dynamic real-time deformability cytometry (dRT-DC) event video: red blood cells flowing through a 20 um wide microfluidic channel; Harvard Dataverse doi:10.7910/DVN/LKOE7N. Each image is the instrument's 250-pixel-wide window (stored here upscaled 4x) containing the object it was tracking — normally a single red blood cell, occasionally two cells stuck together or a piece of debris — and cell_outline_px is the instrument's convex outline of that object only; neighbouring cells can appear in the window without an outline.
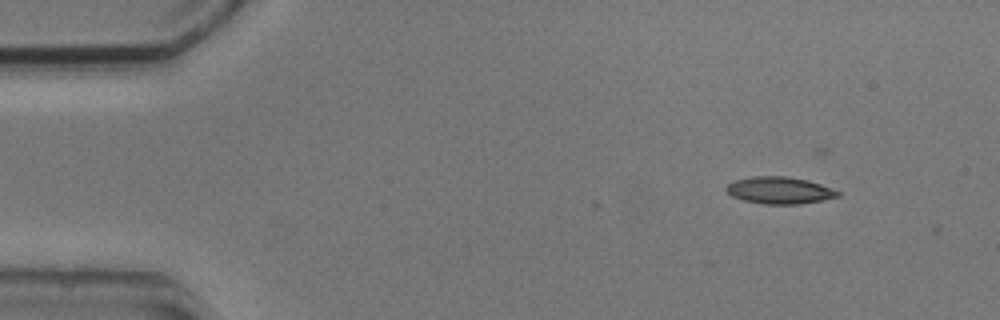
{"species": "common noctule bat (a hibernating species)", "species_latin": "Nyctalus noctula", "temperature_condition": "cold", "stored_images_in_passage": 2, "camera_frame_rate_fps": 3000, "um_per_image_px": 0.085, "animal": {"sex": "male", "body_mass_g": 20.5, "forearm_length_mm": 52.5}, "frame": {"image": 1, "passage_image": 1, "time_ms": 0.0, "image_size_px": [1000, 320], "cell_outline_px": [[844, 192], [840, 196], [800, 204], [764, 204], [744, 200], [732, 196], [724, 188], [728, 184], [736, 180], [752, 176], [788, 176], [808, 180]], "centroid_in_image_um": [66.29, 16.17], "position_along_channel_um": 18.7, "area_um2": 17.57}}